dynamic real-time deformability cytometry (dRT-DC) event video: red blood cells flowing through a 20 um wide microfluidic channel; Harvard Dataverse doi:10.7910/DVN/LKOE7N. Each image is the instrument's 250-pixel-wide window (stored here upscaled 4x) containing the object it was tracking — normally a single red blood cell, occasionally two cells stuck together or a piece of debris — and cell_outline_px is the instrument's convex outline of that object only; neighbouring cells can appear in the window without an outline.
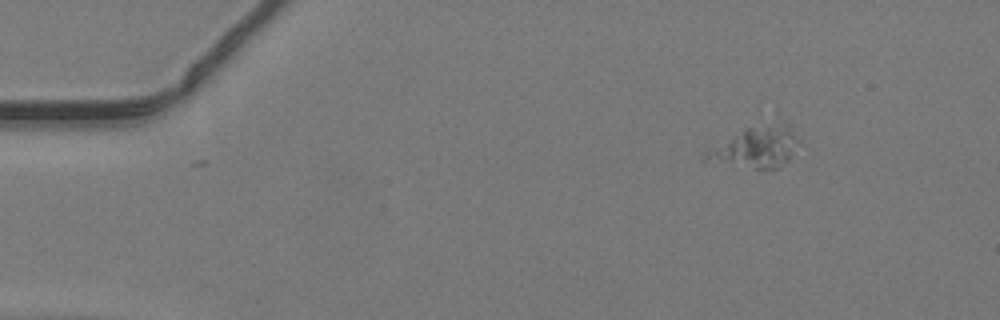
{"species": "common noctule bat (a hibernating species)", "species_latin": "Nyctalus noctula", "temperature_condition": "warm", "stored_images_in_passage": 2, "camera_frame_rate_fps": 3000, "um_per_image_px": 0.085, "animal": {"sex": "male", "body_mass_g": 19.2, "forearm_length_mm": 51.8}, "frame": {"image": 1, "passage_image": 1, "time_ms": 0.0, "image_size_px": [1000, 320], "cell_outline_px": [[800, 144], [792, 156], [780, 168], [760, 172], [700, 160], [708, 152], [744, 128], [784, 120], [788, 124], [800, 140]], "centroid_in_image_um": [64.35, 12.56], "position_along_channel_um": 20.7, "area_um2": 23.0}}